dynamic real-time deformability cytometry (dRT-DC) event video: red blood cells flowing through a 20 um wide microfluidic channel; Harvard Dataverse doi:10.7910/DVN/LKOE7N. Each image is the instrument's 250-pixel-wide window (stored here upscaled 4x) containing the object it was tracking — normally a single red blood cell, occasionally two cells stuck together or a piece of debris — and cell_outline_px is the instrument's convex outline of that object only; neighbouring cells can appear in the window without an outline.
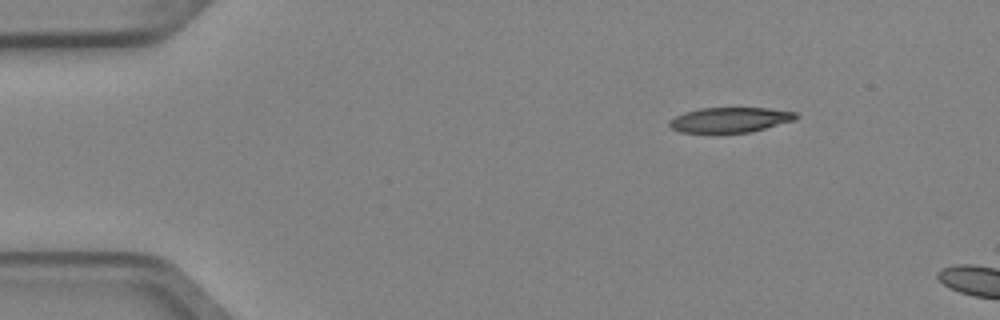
{"species": "Egyptian fruit bat (a non-hibernating species)", "species_latin": "Rousettus aegyptiacus", "temperature_condition": "cold", "stored_images_in_passage": 2, "camera_frame_rate_fps": 3000, "um_per_image_px": 0.085, "animal": {"sex": "female"}, "frame": {"image": 1, "passage_image": 1, "time_ms": 0.0, "image_size_px": [1000, 320], "cell_outline_px": [[796, 120], [752, 132], [680, 132], [672, 128], [668, 124], [676, 116], [684, 112], [700, 108], [768, 108], [796, 112]], "centroid_in_image_um": [62.09, 10.18], "position_along_channel_um": 22.9, "area_um2": 18.32}}